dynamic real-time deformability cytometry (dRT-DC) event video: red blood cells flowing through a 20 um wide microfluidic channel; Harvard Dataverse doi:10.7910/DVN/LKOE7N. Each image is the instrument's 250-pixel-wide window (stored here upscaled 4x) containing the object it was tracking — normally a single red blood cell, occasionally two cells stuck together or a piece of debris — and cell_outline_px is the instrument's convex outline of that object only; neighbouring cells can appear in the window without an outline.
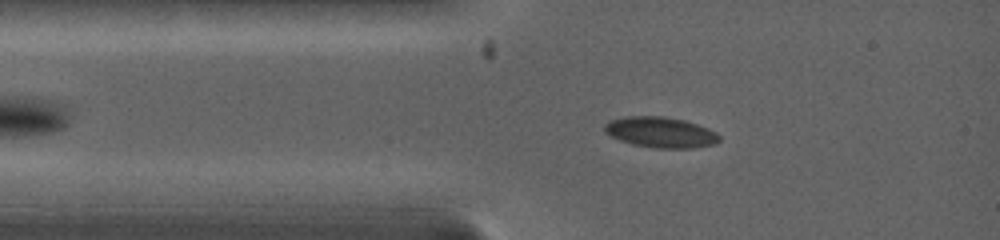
{"species": "common noctule bat (a hibernating species)", "species_latin": "Nyctalus noctula", "temperature_condition": "warm", "stored_images_in_passage": 30, "camera_frame_rate_fps": 5000, "um_per_image_px": 0.085, "animal": {"sex": "female", "body_mass_g": 19.0, "forearm_length_mm": 53.3}, "frame": {"image": 1, "passage_image": 7, "time_ms": 1.4, "image_size_px": [1000, 240], "cell_outline_px": [[720, 140], [716, 144], [692, 148], [652, 148], [632, 144], [620, 140], [604, 132], [604, 124], [612, 120], [624, 116], [664, 116], [684, 120], [708, 128], [716, 132], [720, 136]], "centroid_in_image_um": [56.16, 11.25], "position_along_channel_um": 28.8, "area_um2": 20.58}}
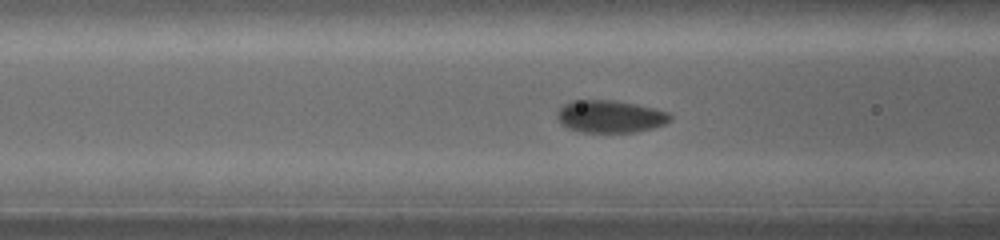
{"frame": {"image": 2, "passage_image": 17, "time_ms": 3.8, "image_size_px": [1000, 240], "cell_outline_px": [[672, 120], [664, 124], [652, 128], [632, 132], [580, 132], [568, 128], [560, 124], [556, 116], [556, 112], [564, 104], [572, 100], [612, 100], [636, 104], [656, 108], [668, 112], [672, 116]], "centroid_in_image_um": [51.85, 9.89], "position_along_channel_um": 114.8, "area_um2": 21.5}}
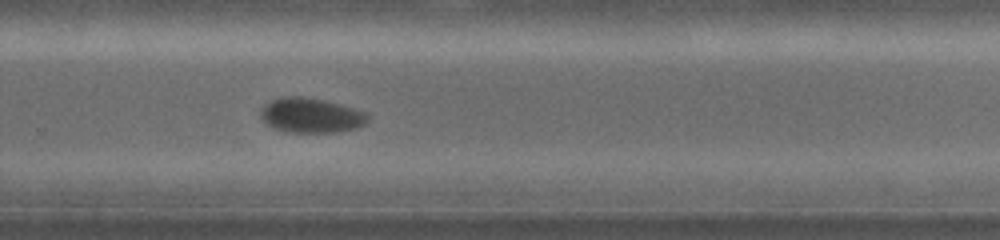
{"frame": {"image": 3, "passage_image": 30, "time_ms": 8.6, "image_size_px": [1000, 240], "cell_outline_px": [[368, 120], [364, 124], [356, 128], [336, 132], [288, 132], [264, 124], [260, 116], [260, 108], [264, 104], [272, 100], [284, 96], [300, 96], [324, 100], [340, 104], [364, 112], [368, 116]], "centroid_in_image_um": [26.38, 9.8], "position_along_channel_um": 303.4, "area_um2": 21.68}}